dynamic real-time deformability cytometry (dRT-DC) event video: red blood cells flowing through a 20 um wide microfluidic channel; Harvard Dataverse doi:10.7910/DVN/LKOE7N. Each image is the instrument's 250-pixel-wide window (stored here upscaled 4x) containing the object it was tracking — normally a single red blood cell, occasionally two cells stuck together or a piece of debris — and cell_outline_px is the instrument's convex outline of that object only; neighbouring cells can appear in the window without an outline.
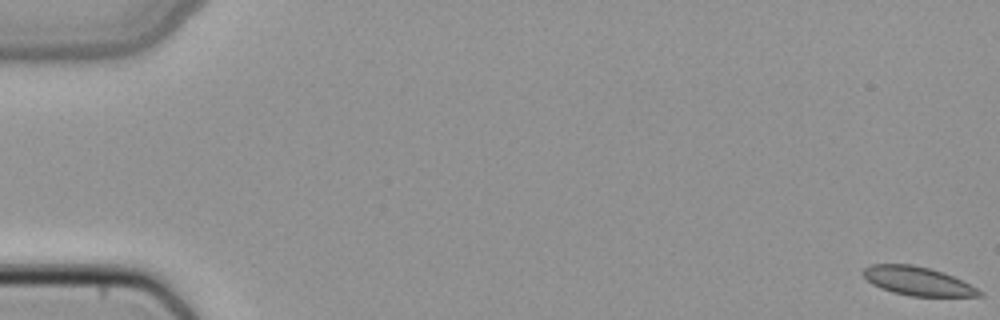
{"species": "common noctule bat (a hibernating species)", "species_latin": "Nyctalus noctula", "temperature_condition": "cold", "stored_images_in_passage": 51, "camera_frame_rate_fps": 3000, "um_per_image_px": 0.085, "animal": {"sex": "female", "body_mass_g": 22.7, "forearm_length_mm": 54.2}, "frame": {"image": 1, "passage_image": 1, "time_ms": 0.0, "image_size_px": [1000, 320], "cell_outline_px": [[984, 296], [912, 296], [892, 292], [880, 288], [872, 284], [860, 272], [864, 268], [872, 264], [912, 264], [932, 268], [944, 272], [984, 292]], "centroid_in_image_um": [77.98, 23.88], "position_along_channel_um": 7.0, "area_um2": 19.42}}
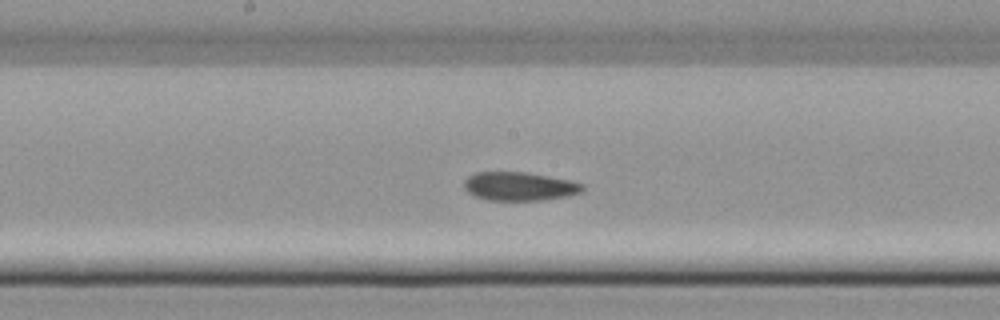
{"frame": {"image": 2, "passage_image": 28, "time_ms": 9.0, "image_size_px": [1000, 320], "cell_outline_px": [[584, 188], [580, 192], [564, 196], [540, 200], [488, 200], [476, 196], [468, 192], [464, 188], [464, 180], [468, 176], [476, 172], [528, 172], [572, 180], [584, 184]], "centroid_in_image_um": [44.14, 15.82], "position_along_channel_um": 204.1, "area_um2": 19.71}}
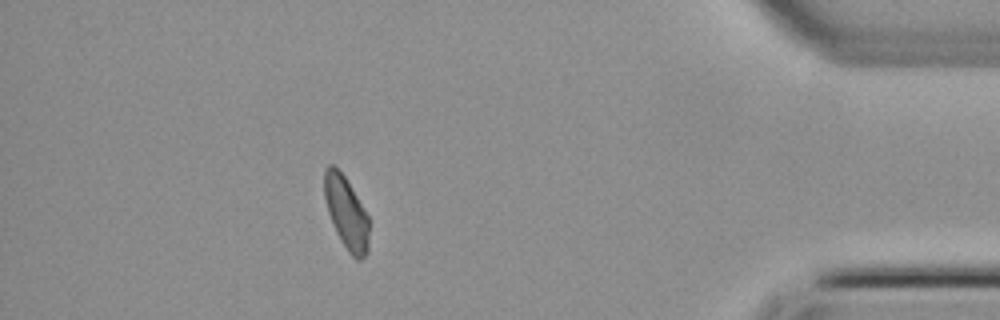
{"frame": {"image": 3, "passage_image": 46, "time_ms": 15.0, "image_size_px": [1000, 320], "cell_outline_px": [[368, 252], [360, 260], [356, 260], [348, 252], [336, 232], [328, 212], [324, 196], [324, 168], [328, 164], [332, 164], [344, 176], [368, 216]], "centroid_in_image_um": [29.42, 18.1], "position_along_channel_um": 405.8, "area_um2": 18.55}}